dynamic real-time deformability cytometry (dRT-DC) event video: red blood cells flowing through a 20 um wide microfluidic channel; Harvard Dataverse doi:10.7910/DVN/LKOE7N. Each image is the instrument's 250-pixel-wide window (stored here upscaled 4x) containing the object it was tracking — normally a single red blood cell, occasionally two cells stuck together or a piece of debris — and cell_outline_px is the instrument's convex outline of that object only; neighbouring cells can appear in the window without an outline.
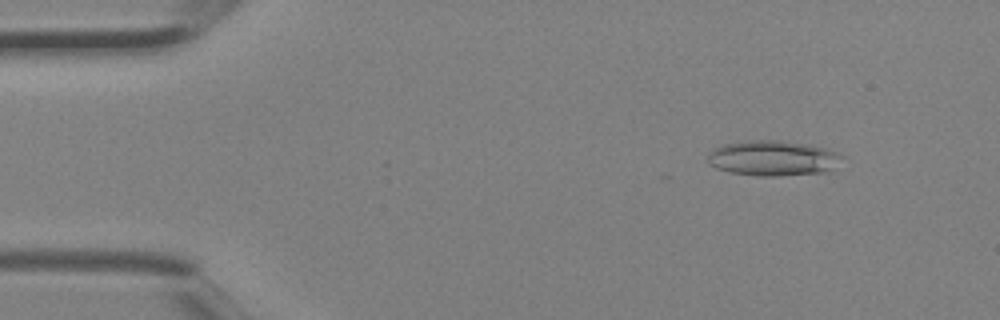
{"species": "Egyptian fruit bat (a non-hibernating species)", "species_latin": "Rousettus aegyptiacus", "temperature_condition": "room temperature", "stored_images_in_passage": 2, "camera_frame_rate_fps": 3000, "um_per_image_px": 0.085, "animal": {"sex": "female"}, "frame": {"image": 1, "passage_image": 1, "time_ms": 0.0, "image_size_px": [1000, 320], "cell_outline_px": [[844, 156], [828, 172], [780, 176], [756, 176], [728, 172], [716, 168], [708, 164], [708, 156], [716, 148], [724, 144], [744, 140], [780, 140], [804, 144], [824, 148], [836, 152]], "centroid_in_image_um": [65.68, 13.45], "position_along_channel_um": 19.3, "area_um2": 27.57}}